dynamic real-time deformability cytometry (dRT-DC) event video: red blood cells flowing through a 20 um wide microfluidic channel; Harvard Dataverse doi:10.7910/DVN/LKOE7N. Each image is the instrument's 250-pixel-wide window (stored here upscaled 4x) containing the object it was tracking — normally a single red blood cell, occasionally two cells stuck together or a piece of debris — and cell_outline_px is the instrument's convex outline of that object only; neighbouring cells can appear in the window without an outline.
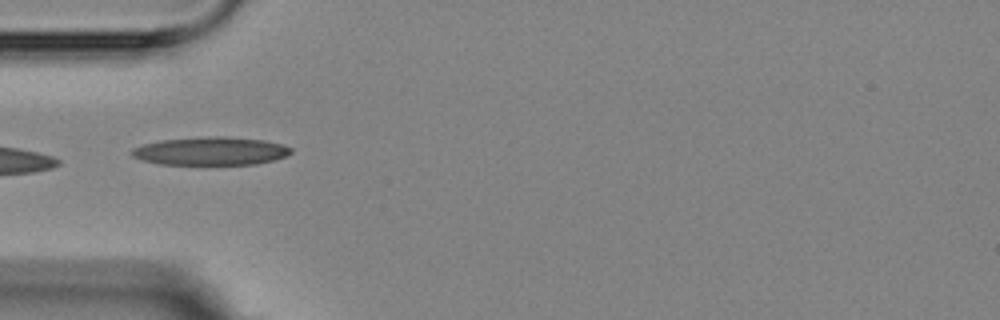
{"species": "Egyptian fruit bat (a non-hibernating species)", "species_latin": "Rousettus aegyptiacus", "temperature_condition": "room temperature", "stored_images_in_passage": 5, "camera_frame_rate_fps": 3000, "um_per_image_px": 0.085, "animal": {"sex": "female"}, "frame": {"image": 1, "passage_image": 4, "time_ms": 3.333, "image_size_px": [1000, 320], "cell_outline_px": [[292, 152], [284, 156], [272, 160], [256, 164], [160, 164], [140, 160], [132, 156], [128, 152], [132, 148], [144, 144], [160, 140], [200, 136], [224, 136], [264, 140], [284, 144], [292, 148]], "centroid_in_image_um": [17.87, 12.83], "position_along_channel_um": 67.1, "area_um2": 26.36}}
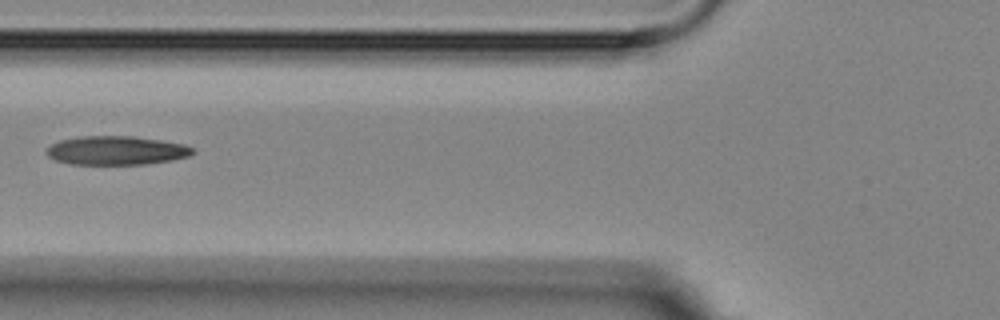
{"frame": {"image": 2, "passage_image": 5, "time_ms": 4.667, "image_size_px": [1000, 320], "cell_outline_px": [[196, 152], [188, 156], [172, 160], [148, 164], [72, 164], [56, 160], [48, 156], [44, 152], [52, 144], [60, 140], [80, 136], [132, 136], [160, 140], [184, 144], [192, 148]], "centroid_in_image_um": [9.89, 12.79], "position_along_channel_um": 115.9, "area_um2": 24.51}}